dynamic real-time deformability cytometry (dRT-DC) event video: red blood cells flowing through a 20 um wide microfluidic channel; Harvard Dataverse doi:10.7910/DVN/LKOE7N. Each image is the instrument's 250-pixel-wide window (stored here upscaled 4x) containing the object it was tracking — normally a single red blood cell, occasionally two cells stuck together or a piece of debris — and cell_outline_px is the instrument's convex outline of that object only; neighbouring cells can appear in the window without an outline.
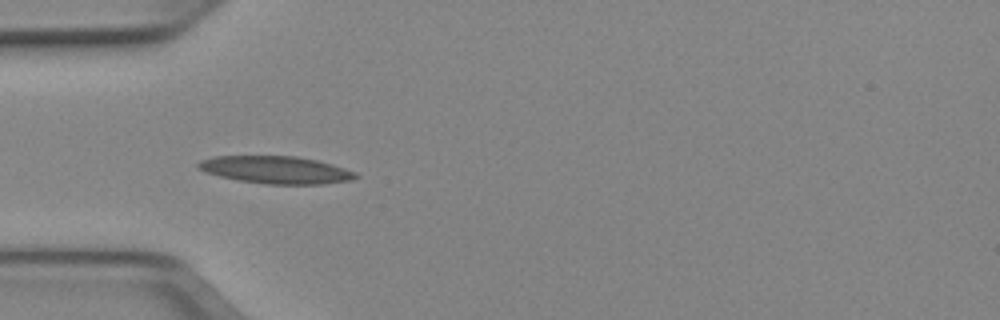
{"species": "Egyptian fruit bat (a non-hibernating species)", "species_latin": "Rousettus aegyptiacus", "temperature_condition": "cold", "stored_images_in_passage": 6, "camera_frame_rate_fps": 3000, "um_per_image_px": 0.085, "animal": {"sex": "female"}, "frame": {"image": 1, "passage_image": 5, "time_ms": 1.333, "image_size_px": [1000, 320], "cell_outline_px": [[360, 176], [352, 180], [324, 184], [268, 184], [236, 180], [204, 172], [196, 168], [196, 164], [200, 160], [212, 156], [296, 156], [316, 160], [332, 164], [356, 172]], "centroid_in_image_um": [23.43, 14.44], "position_along_channel_um": 61.6, "area_um2": 25.37}}
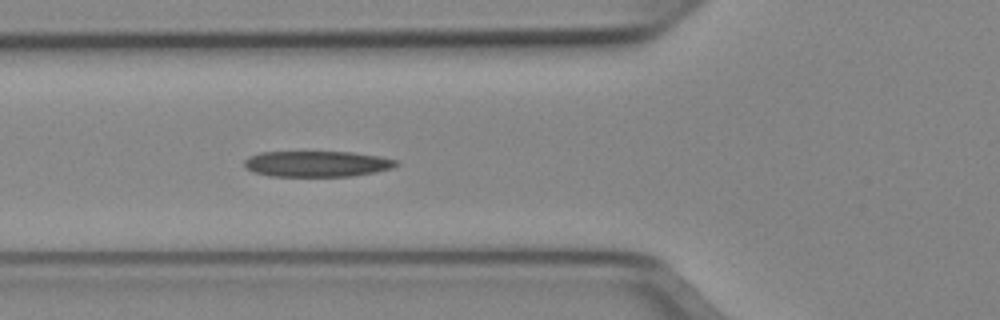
{"frame": {"image": 2, "passage_image": 6, "time_ms": 1.667, "image_size_px": [1000, 320], "cell_outline_px": [[400, 164], [392, 168], [376, 172], [352, 176], [272, 176], [252, 172], [244, 168], [244, 160], [248, 156], [260, 152], [352, 152], [380, 156], [396, 160]], "centroid_in_image_um": [26.92, 13.92], "position_along_channel_um": 98.9, "area_um2": 23.06}}